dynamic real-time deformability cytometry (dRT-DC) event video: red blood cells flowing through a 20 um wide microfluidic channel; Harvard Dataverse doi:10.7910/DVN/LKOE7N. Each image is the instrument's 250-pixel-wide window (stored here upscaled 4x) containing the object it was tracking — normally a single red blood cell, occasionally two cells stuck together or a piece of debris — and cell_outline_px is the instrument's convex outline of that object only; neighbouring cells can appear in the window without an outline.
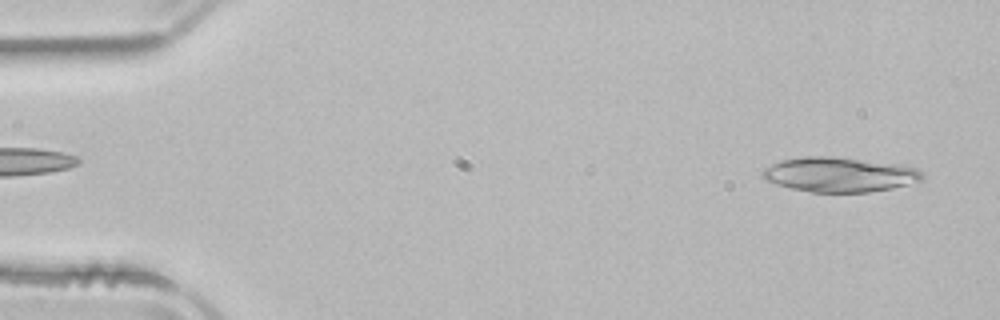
{"species": "common noctule bat (a hibernating species)", "species_latin": "Nyctalus noctula", "temperature_condition": "room temperature", "stored_images_in_passage": 14, "camera_frame_rate_fps": 3000, "um_per_image_px": 0.085, "animal": {"sex": "male", "body_mass_g": 21.5, "forearm_length_mm": 52.0}, "frame": {"image": 1, "passage_image": 2, "time_ms": 0.333, "image_size_px": [1000, 320], "cell_outline_px": [[924, 176], [920, 180], [908, 184], [892, 188], [868, 192], [812, 192], [792, 188], [776, 184], [764, 180], [760, 172], [764, 168], [780, 160], [804, 156], [832, 156], [900, 164], [916, 168]], "centroid_in_image_um": [71.31, 14.83], "position_along_channel_um": 13.7, "area_um2": 32.31}}